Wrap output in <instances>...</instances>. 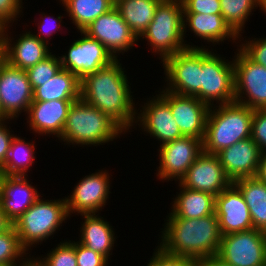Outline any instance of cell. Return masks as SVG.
Here are the masks:
<instances>
[{
	"label": "cell",
	"mask_w": 266,
	"mask_h": 266,
	"mask_svg": "<svg viewBox=\"0 0 266 266\" xmlns=\"http://www.w3.org/2000/svg\"><path fill=\"white\" fill-rule=\"evenodd\" d=\"M120 61L81 79V99L112 119L124 132L132 127L135 115L132 92Z\"/></svg>",
	"instance_id": "cell-1"
},
{
	"label": "cell",
	"mask_w": 266,
	"mask_h": 266,
	"mask_svg": "<svg viewBox=\"0 0 266 266\" xmlns=\"http://www.w3.org/2000/svg\"><path fill=\"white\" fill-rule=\"evenodd\" d=\"M162 231L164 252L198 261L217 256L222 234L216 214L198 219L169 218Z\"/></svg>",
	"instance_id": "cell-2"
},
{
	"label": "cell",
	"mask_w": 266,
	"mask_h": 266,
	"mask_svg": "<svg viewBox=\"0 0 266 266\" xmlns=\"http://www.w3.org/2000/svg\"><path fill=\"white\" fill-rule=\"evenodd\" d=\"M216 107L209 108L203 139V151L209 154L251 137L253 109L236 101Z\"/></svg>",
	"instance_id": "cell-3"
},
{
	"label": "cell",
	"mask_w": 266,
	"mask_h": 266,
	"mask_svg": "<svg viewBox=\"0 0 266 266\" xmlns=\"http://www.w3.org/2000/svg\"><path fill=\"white\" fill-rule=\"evenodd\" d=\"M123 132L106 114L78 99L69 108L60 140L72 145L97 146L113 141Z\"/></svg>",
	"instance_id": "cell-4"
},
{
	"label": "cell",
	"mask_w": 266,
	"mask_h": 266,
	"mask_svg": "<svg viewBox=\"0 0 266 266\" xmlns=\"http://www.w3.org/2000/svg\"><path fill=\"white\" fill-rule=\"evenodd\" d=\"M183 33L181 0H162L156 8L153 20L138 39H147L153 53H158L163 62L177 52L192 48L183 43Z\"/></svg>",
	"instance_id": "cell-5"
},
{
	"label": "cell",
	"mask_w": 266,
	"mask_h": 266,
	"mask_svg": "<svg viewBox=\"0 0 266 266\" xmlns=\"http://www.w3.org/2000/svg\"><path fill=\"white\" fill-rule=\"evenodd\" d=\"M66 199L42 200L38 199L24 212L13 226L19 236L21 245L28 248L39 244L53 235L68 217Z\"/></svg>",
	"instance_id": "cell-6"
},
{
	"label": "cell",
	"mask_w": 266,
	"mask_h": 266,
	"mask_svg": "<svg viewBox=\"0 0 266 266\" xmlns=\"http://www.w3.org/2000/svg\"><path fill=\"white\" fill-rule=\"evenodd\" d=\"M212 100L217 101L218 105L235 101L234 64L202 48L200 101L213 107Z\"/></svg>",
	"instance_id": "cell-7"
},
{
	"label": "cell",
	"mask_w": 266,
	"mask_h": 266,
	"mask_svg": "<svg viewBox=\"0 0 266 266\" xmlns=\"http://www.w3.org/2000/svg\"><path fill=\"white\" fill-rule=\"evenodd\" d=\"M166 91L184 96H195L200 100V78L202 71V47L187 48L167 57L163 61Z\"/></svg>",
	"instance_id": "cell-8"
},
{
	"label": "cell",
	"mask_w": 266,
	"mask_h": 266,
	"mask_svg": "<svg viewBox=\"0 0 266 266\" xmlns=\"http://www.w3.org/2000/svg\"><path fill=\"white\" fill-rule=\"evenodd\" d=\"M217 257L231 266H265L266 232L253 228L223 235Z\"/></svg>",
	"instance_id": "cell-9"
},
{
	"label": "cell",
	"mask_w": 266,
	"mask_h": 266,
	"mask_svg": "<svg viewBox=\"0 0 266 266\" xmlns=\"http://www.w3.org/2000/svg\"><path fill=\"white\" fill-rule=\"evenodd\" d=\"M238 51L233 61L235 101L253 110H265L266 67L251 60L241 49Z\"/></svg>",
	"instance_id": "cell-10"
},
{
	"label": "cell",
	"mask_w": 266,
	"mask_h": 266,
	"mask_svg": "<svg viewBox=\"0 0 266 266\" xmlns=\"http://www.w3.org/2000/svg\"><path fill=\"white\" fill-rule=\"evenodd\" d=\"M33 101V89L26 70L10 65L4 59L0 62V107L7 119H14L28 111Z\"/></svg>",
	"instance_id": "cell-11"
},
{
	"label": "cell",
	"mask_w": 266,
	"mask_h": 266,
	"mask_svg": "<svg viewBox=\"0 0 266 266\" xmlns=\"http://www.w3.org/2000/svg\"><path fill=\"white\" fill-rule=\"evenodd\" d=\"M84 37L76 40L70 46L67 55L60 57L63 69L75 74L80 80L86 75L110 65L116 59L97 40L80 31Z\"/></svg>",
	"instance_id": "cell-12"
},
{
	"label": "cell",
	"mask_w": 266,
	"mask_h": 266,
	"mask_svg": "<svg viewBox=\"0 0 266 266\" xmlns=\"http://www.w3.org/2000/svg\"><path fill=\"white\" fill-rule=\"evenodd\" d=\"M160 166L157 176L161 180L180 179L203 152V140L182 136L160 145Z\"/></svg>",
	"instance_id": "cell-13"
},
{
	"label": "cell",
	"mask_w": 266,
	"mask_h": 266,
	"mask_svg": "<svg viewBox=\"0 0 266 266\" xmlns=\"http://www.w3.org/2000/svg\"><path fill=\"white\" fill-rule=\"evenodd\" d=\"M83 32L97 39L115 59L119 52H127L138 41L115 7L95 19Z\"/></svg>",
	"instance_id": "cell-14"
},
{
	"label": "cell",
	"mask_w": 266,
	"mask_h": 266,
	"mask_svg": "<svg viewBox=\"0 0 266 266\" xmlns=\"http://www.w3.org/2000/svg\"><path fill=\"white\" fill-rule=\"evenodd\" d=\"M157 96L142 106L143 111H140L142 113L138 114L135 123L140 121L138 125H142L144 131L162 141V145L183 135L170 110V91L163 90Z\"/></svg>",
	"instance_id": "cell-15"
},
{
	"label": "cell",
	"mask_w": 266,
	"mask_h": 266,
	"mask_svg": "<svg viewBox=\"0 0 266 266\" xmlns=\"http://www.w3.org/2000/svg\"><path fill=\"white\" fill-rule=\"evenodd\" d=\"M179 184L187 189L217 196L227 189L232 181L226 176L217 154L203 151L180 179Z\"/></svg>",
	"instance_id": "cell-16"
},
{
	"label": "cell",
	"mask_w": 266,
	"mask_h": 266,
	"mask_svg": "<svg viewBox=\"0 0 266 266\" xmlns=\"http://www.w3.org/2000/svg\"><path fill=\"white\" fill-rule=\"evenodd\" d=\"M109 174L105 171H99L85 176L75 186L72 195L66 199L67 212L92 214L104 207L107 198L109 199Z\"/></svg>",
	"instance_id": "cell-17"
},
{
	"label": "cell",
	"mask_w": 266,
	"mask_h": 266,
	"mask_svg": "<svg viewBox=\"0 0 266 266\" xmlns=\"http://www.w3.org/2000/svg\"><path fill=\"white\" fill-rule=\"evenodd\" d=\"M215 214L222 236L253 229L249 208L233 183L215 197Z\"/></svg>",
	"instance_id": "cell-18"
},
{
	"label": "cell",
	"mask_w": 266,
	"mask_h": 266,
	"mask_svg": "<svg viewBox=\"0 0 266 266\" xmlns=\"http://www.w3.org/2000/svg\"><path fill=\"white\" fill-rule=\"evenodd\" d=\"M261 154L259 146L250 137L222 149L217 156L233 183L241 178L255 177Z\"/></svg>",
	"instance_id": "cell-19"
},
{
	"label": "cell",
	"mask_w": 266,
	"mask_h": 266,
	"mask_svg": "<svg viewBox=\"0 0 266 266\" xmlns=\"http://www.w3.org/2000/svg\"><path fill=\"white\" fill-rule=\"evenodd\" d=\"M209 108L195 96L170 92V110L183 136L204 139Z\"/></svg>",
	"instance_id": "cell-20"
},
{
	"label": "cell",
	"mask_w": 266,
	"mask_h": 266,
	"mask_svg": "<svg viewBox=\"0 0 266 266\" xmlns=\"http://www.w3.org/2000/svg\"><path fill=\"white\" fill-rule=\"evenodd\" d=\"M6 29L9 28L5 27L1 30V44L3 59L10 65L27 70L51 54L47 43L42 42L30 31L22 34V36L20 35V38L14 44L10 43L12 41L10 37L8 38L9 35Z\"/></svg>",
	"instance_id": "cell-21"
},
{
	"label": "cell",
	"mask_w": 266,
	"mask_h": 266,
	"mask_svg": "<svg viewBox=\"0 0 266 266\" xmlns=\"http://www.w3.org/2000/svg\"><path fill=\"white\" fill-rule=\"evenodd\" d=\"M76 100L32 101L27 123L38 134H53L60 139L69 108Z\"/></svg>",
	"instance_id": "cell-22"
},
{
	"label": "cell",
	"mask_w": 266,
	"mask_h": 266,
	"mask_svg": "<svg viewBox=\"0 0 266 266\" xmlns=\"http://www.w3.org/2000/svg\"><path fill=\"white\" fill-rule=\"evenodd\" d=\"M40 197L37 189L29 184L25 176L6 175L0 204L6 216L14 223Z\"/></svg>",
	"instance_id": "cell-23"
},
{
	"label": "cell",
	"mask_w": 266,
	"mask_h": 266,
	"mask_svg": "<svg viewBox=\"0 0 266 266\" xmlns=\"http://www.w3.org/2000/svg\"><path fill=\"white\" fill-rule=\"evenodd\" d=\"M182 191L173 202V209L168 218L198 219L215 214L214 195L187 189L179 184Z\"/></svg>",
	"instance_id": "cell-24"
},
{
	"label": "cell",
	"mask_w": 266,
	"mask_h": 266,
	"mask_svg": "<svg viewBox=\"0 0 266 266\" xmlns=\"http://www.w3.org/2000/svg\"><path fill=\"white\" fill-rule=\"evenodd\" d=\"M187 25L195 33L194 35L213 44L222 42L226 38H233L232 40L239 38L221 14H183V32H185L183 35L186 34Z\"/></svg>",
	"instance_id": "cell-25"
},
{
	"label": "cell",
	"mask_w": 266,
	"mask_h": 266,
	"mask_svg": "<svg viewBox=\"0 0 266 266\" xmlns=\"http://www.w3.org/2000/svg\"><path fill=\"white\" fill-rule=\"evenodd\" d=\"M81 99V80L63 68L43 85L33 89V101Z\"/></svg>",
	"instance_id": "cell-26"
},
{
	"label": "cell",
	"mask_w": 266,
	"mask_h": 266,
	"mask_svg": "<svg viewBox=\"0 0 266 266\" xmlns=\"http://www.w3.org/2000/svg\"><path fill=\"white\" fill-rule=\"evenodd\" d=\"M81 216L85 221L80 228L81 239L79 243L109 259L110 251L114 247L116 239L112 226L103 217L99 218L96 213L81 214Z\"/></svg>",
	"instance_id": "cell-27"
},
{
	"label": "cell",
	"mask_w": 266,
	"mask_h": 266,
	"mask_svg": "<svg viewBox=\"0 0 266 266\" xmlns=\"http://www.w3.org/2000/svg\"><path fill=\"white\" fill-rule=\"evenodd\" d=\"M233 184L244 197L253 228L266 232V183L256 177H248L238 179Z\"/></svg>",
	"instance_id": "cell-28"
},
{
	"label": "cell",
	"mask_w": 266,
	"mask_h": 266,
	"mask_svg": "<svg viewBox=\"0 0 266 266\" xmlns=\"http://www.w3.org/2000/svg\"><path fill=\"white\" fill-rule=\"evenodd\" d=\"M162 0H116L115 8L130 30L139 38L153 20Z\"/></svg>",
	"instance_id": "cell-29"
},
{
	"label": "cell",
	"mask_w": 266,
	"mask_h": 266,
	"mask_svg": "<svg viewBox=\"0 0 266 266\" xmlns=\"http://www.w3.org/2000/svg\"><path fill=\"white\" fill-rule=\"evenodd\" d=\"M62 4L79 31L115 7L113 0H63Z\"/></svg>",
	"instance_id": "cell-30"
},
{
	"label": "cell",
	"mask_w": 266,
	"mask_h": 266,
	"mask_svg": "<svg viewBox=\"0 0 266 266\" xmlns=\"http://www.w3.org/2000/svg\"><path fill=\"white\" fill-rule=\"evenodd\" d=\"M34 143H26L25 139L15 137L12 140L8 157L5 165L1 168L6 175H21L25 174L34 162Z\"/></svg>",
	"instance_id": "cell-31"
},
{
	"label": "cell",
	"mask_w": 266,
	"mask_h": 266,
	"mask_svg": "<svg viewBox=\"0 0 266 266\" xmlns=\"http://www.w3.org/2000/svg\"><path fill=\"white\" fill-rule=\"evenodd\" d=\"M259 0H220L221 15L230 28L241 36L242 28ZM255 7V8H254Z\"/></svg>",
	"instance_id": "cell-32"
},
{
	"label": "cell",
	"mask_w": 266,
	"mask_h": 266,
	"mask_svg": "<svg viewBox=\"0 0 266 266\" xmlns=\"http://www.w3.org/2000/svg\"><path fill=\"white\" fill-rule=\"evenodd\" d=\"M26 252L27 250L21 245L14 226L0 234V265L17 266L16 261L21 260L19 257L26 256ZM30 260L31 258H27L20 265L28 266Z\"/></svg>",
	"instance_id": "cell-33"
},
{
	"label": "cell",
	"mask_w": 266,
	"mask_h": 266,
	"mask_svg": "<svg viewBox=\"0 0 266 266\" xmlns=\"http://www.w3.org/2000/svg\"><path fill=\"white\" fill-rule=\"evenodd\" d=\"M61 68L60 57L50 54L44 60L27 69L26 73L32 89L41 86L44 82L50 80Z\"/></svg>",
	"instance_id": "cell-34"
},
{
	"label": "cell",
	"mask_w": 266,
	"mask_h": 266,
	"mask_svg": "<svg viewBox=\"0 0 266 266\" xmlns=\"http://www.w3.org/2000/svg\"><path fill=\"white\" fill-rule=\"evenodd\" d=\"M34 261L39 266H77V258L75 253V241L74 243L60 242L58 246L50 251L46 257L38 260L34 258Z\"/></svg>",
	"instance_id": "cell-35"
},
{
	"label": "cell",
	"mask_w": 266,
	"mask_h": 266,
	"mask_svg": "<svg viewBox=\"0 0 266 266\" xmlns=\"http://www.w3.org/2000/svg\"><path fill=\"white\" fill-rule=\"evenodd\" d=\"M147 266H199V261L185 256L171 255L157 247Z\"/></svg>",
	"instance_id": "cell-36"
},
{
	"label": "cell",
	"mask_w": 266,
	"mask_h": 266,
	"mask_svg": "<svg viewBox=\"0 0 266 266\" xmlns=\"http://www.w3.org/2000/svg\"><path fill=\"white\" fill-rule=\"evenodd\" d=\"M183 14H221L220 0H181Z\"/></svg>",
	"instance_id": "cell-37"
},
{
	"label": "cell",
	"mask_w": 266,
	"mask_h": 266,
	"mask_svg": "<svg viewBox=\"0 0 266 266\" xmlns=\"http://www.w3.org/2000/svg\"><path fill=\"white\" fill-rule=\"evenodd\" d=\"M251 138L259 146L262 153L266 152V109L254 110L251 122Z\"/></svg>",
	"instance_id": "cell-38"
},
{
	"label": "cell",
	"mask_w": 266,
	"mask_h": 266,
	"mask_svg": "<svg viewBox=\"0 0 266 266\" xmlns=\"http://www.w3.org/2000/svg\"><path fill=\"white\" fill-rule=\"evenodd\" d=\"M77 266H107L108 259L85 245L75 242Z\"/></svg>",
	"instance_id": "cell-39"
},
{
	"label": "cell",
	"mask_w": 266,
	"mask_h": 266,
	"mask_svg": "<svg viewBox=\"0 0 266 266\" xmlns=\"http://www.w3.org/2000/svg\"><path fill=\"white\" fill-rule=\"evenodd\" d=\"M255 39L256 38L241 44L240 49L251 60L266 67V38Z\"/></svg>",
	"instance_id": "cell-40"
},
{
	"label": "cell",
	"mask_w": 266,
	"mask_h": 266,
	"mask_svg": "<svg viewBox=\"0 0 266 266\" xmlns=\"http://www.w3.org/2000/svg\"><path fill=\"white\" fill-rule=\"evenodd\" d=\"M22 0H0V27L7 28L22 11Z\"/></svg>",
	"instance_id": "cell-41"
},
{
	"label": "cell",
	"mask_w": 266,
	"mask_h": 266,
	"mask_svg": "<svg viewBox=\"0 0 266 266\" xmlns=\"http://www.w3.org/2000/svg\"><path fill=\"white\" fill-rule=\"evenodd\" d=\"M5 120L7 121L8 119L0 120V168L6 163L12 140L15 137L10 133L11 131L6 128L7 125H4Z\"/></svg>",
	"instance_id": "cell-42"
},
{
	"label": "cell",
	"mask_w": 266,
	"mask_h": 266,
	"mask_svg": "<svg viewBox=\"0 0 266 266\" xmlns=\"http://www.w3.org/2000/svg\"><path fill=\"white\" fill-rule=\"evenodd\" d=\"M44 17V18H43ZM42 17V19H44L43 21H41L40 22V25L38 26V29H40L41 31H40V34H37V35H35L36 37H38L42 42H44V43H47L48 44V39L46 40V38L47 37H50V35H52L53 33H54V31H53V29L55 30H57V28H60V23H61V18L63 17V16H58V18L57 19H53V17H50V16H43ZM45 17H47V18H45ZM48 19H49V21L51 22V23H53V21H54V24L56 23V22H60V23H58V25L57 26H55V25H53L52 27H51V23L49 24L48 22ZM56 20V21H55ZM47 23V24H46ZM50 26H49V25ZM52 30V31H51ZM45 34V35H44ZM43 35H44V37L45 36H47V37H43Z\"/></svg>",
	"instance_id": "cell-43"
},
{
	"label": "cell",
	"mask_w": 266,
	"mask_h": 266,
	"mask_svg": "<svg viewBox=\"0 0 266 266\" xmlns=\"http://www.w3.org/2000/svg\"><path fill=\"white\" fill-rule=\"evenodd\" d=\"M255 177L260 181L266 183V152L261 154L260 162L258 164V169Z\"/></svg>",
	"instance_id": "cell-44"
},
{
	"label": "cell",
	"mask_w": 266,
	"mask_h": 266,
	"mask_svg": "<svg viewBox=\"0 0 266 266\" xmlns=\"http://www.w3.org/2000/svg\"><path fill=\"white\" fill-rule=\"evenodd\" d=\"M199 266H231L217 256H211L199 261Z\"/></svg>",
	"instance_id": "cell-45"
},
{
	"label": "cell",
	"mask_w": 266,
	"mask_h": 266,
	"mask_svg": "<svg viewBox=\"0 0 266 266\" xmlns=\"http://www.w3.org/2000/svg\"><path fill=\"white\" fill-rule=\"evenodd\" d=\"M13 226V222L6 216L0 204V234L9 230Z\"/></svg>",
	"instance_id": "cell-46"
},
{
	"label": "cell",
	"mask_w": 266,
	"mask_h": 266,
	"mask_svg": "<svg viewBox=\"0 0 266 266\" xmlns=\"http://www.w3.org/2000/svg\"><path fill=\"white\" fill-rule=\"evenodd\" d=\"M6 177V173L0 168V200H1V192H2V184Z\"/></svg>",
	"instance_id": "cell-47"
},
{
	"label": "cell",
	"mask_w": 266,
	"mask_h": 266,
	"mask_svg": "<svg viewBox=\"0 0 266 266\" xmlns=\"http://www.w3.org/2000/svg\"><path fill=\"white\" fill-rule=\"evenodd\" d=\"M258 6L260 7V9H262L265 14H266V0H259L258 2Z\"/></svg>",
	"instance_id": "cell-48"
},
{
	"label": "cell",
	"mask_w": 266,
	"mask_h": 266,
	"mask_svg": "<svg viewBox=\"0 0 266 266\" xmlns=\"http://www.w3.org/2000/svg\"><path fill=\"white\" fill-rule=\"evenodd\" d=\"M28 266H39L35 261L34 259L32 258L29 262V265Z\"/></svg>",
	"instance_id": "cell-49"
},
{
	"label": "cell",
	"mask_w": 266,
	"mask_h": 266,
	"mask_svg": "<svg viewBox=\"0 0 266 266\" xmlns=\"http://www.w3.org/2000/svg\"><path fill=\"white\" fill-rule=\"evenodd\" d=\"M3 60V48H0V62Z\"/></svg>",
	"instance_id": "cell-50"
},
{
	"label": "cell",
	"mask_w": 266,
	"mask_h": 266,
	"mask_svg": "<svg viewBox=\"0 0 266 266\" xmlns=\"http://www.w3.org/2000/svg\"><path fill=\"white\" fill-rule=\"evenodd\" d=\"M4 119H7V118L2 114L1 107H0V120H4Z\"/></svg>",
	"instance_id": "cell-51"
},
{
	"label": "cell",
	"mask_w": 266,
	"mask_h": 266,
	"mask_svg": "<svg viewBox=\"0 0 266 266\" xmlns=\"http://www.w3.org/2000/svg\"><path fill=\"white\" fill-rule=\"evenodd\" d=\"M1 30H2V28L0 27V48H2V44H1Z\"/></svg>",
	"instance_id": "cell-52"
}]
</instances>
